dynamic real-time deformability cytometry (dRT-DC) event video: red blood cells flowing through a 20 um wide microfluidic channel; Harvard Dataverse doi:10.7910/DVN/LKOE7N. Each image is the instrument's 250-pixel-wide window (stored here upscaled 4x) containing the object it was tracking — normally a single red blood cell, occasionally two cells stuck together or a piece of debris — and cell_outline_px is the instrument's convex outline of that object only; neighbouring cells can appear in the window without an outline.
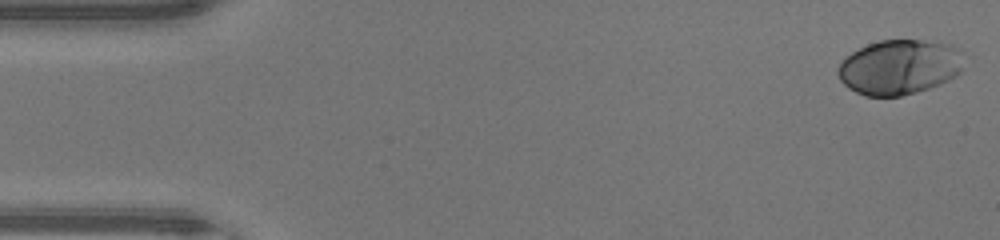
{"species": "human", "species_latin": "Homo sapiens", "temperature_condition": "warm", "stored_images_in_passage": 47, "camera_frame_rate_fps": 3000, "um_per_image_px": 0.085, "donor": {"sex": "male"}, "frame": {"image": 1, "passage_image": 1, "time_ms": 0.0, "image_size_px": [1000, 240], "cell_outline_px": [[960, 72], [956, 76], [940, 84], [916, 92], [900, 96], [864, 96], [848, 88], [840, 80], [836, 72], [840, 64], [852, 52], [868, 44], [880, 40], [920, 40], [952, 44], [956, 48], [960, 68]], "centroid_in_image_um": [76.38, 5.71], "position_along_channel_um": 8.6, "area_um2": 39.71}}
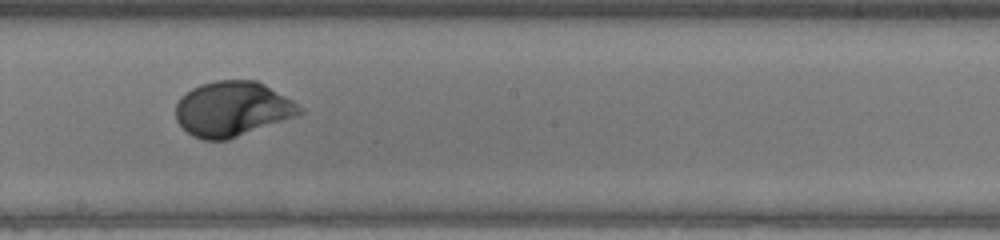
{"frame": {"image": 2, "passage_image": 26, "time_ms": 8.333, "image_size_px": [1000, 240], "cell_outline_px": [[304, 112], [296, 116], [228, 140], [204, 140], [192, 136], [176, 120], [176, 104], [180, 96], [192, 88], [200, 84], [216, 80], [256, 80], [264, 84], [292, 100], [304, 108]], "centroid_in_image_um": [19.74, 9.26], "position_along_channel_um": 228.5, "area_um2": 39.71}}
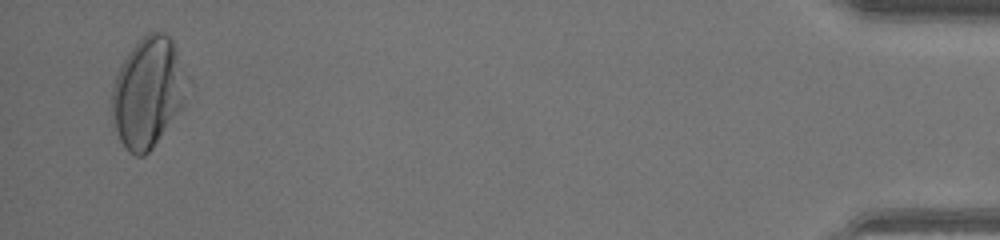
{"frame": {"image": 3, "passage_image": 46, "time_ms": 15.0, "image_size_px": [1000, 240], "cell_outline_px": [[180, 108], [152, 148], [144, 156], [136, 156], [128, 152], [112, 128], [108, 108], [112, 88], [116, 76], [128, 52], [148, 32], [164, 32], [172, 36], [176, 52], [180, 76]], "centroid_in_image_um": [12.39, 7.91], "position_along_channel_um": 422.8, "area_um2": 46.59}, "authors_computed_cell_mechanics": {"area_um2": 38.437, "velocity_mm_per_s": 4.2953, "shape_relaxation_time_tau1_ms": 3.0007, "shape_relaxation_time_tau2_ms": null, "deformation_change_tau1": 0.1696, "deformation_change_tau2": null}}